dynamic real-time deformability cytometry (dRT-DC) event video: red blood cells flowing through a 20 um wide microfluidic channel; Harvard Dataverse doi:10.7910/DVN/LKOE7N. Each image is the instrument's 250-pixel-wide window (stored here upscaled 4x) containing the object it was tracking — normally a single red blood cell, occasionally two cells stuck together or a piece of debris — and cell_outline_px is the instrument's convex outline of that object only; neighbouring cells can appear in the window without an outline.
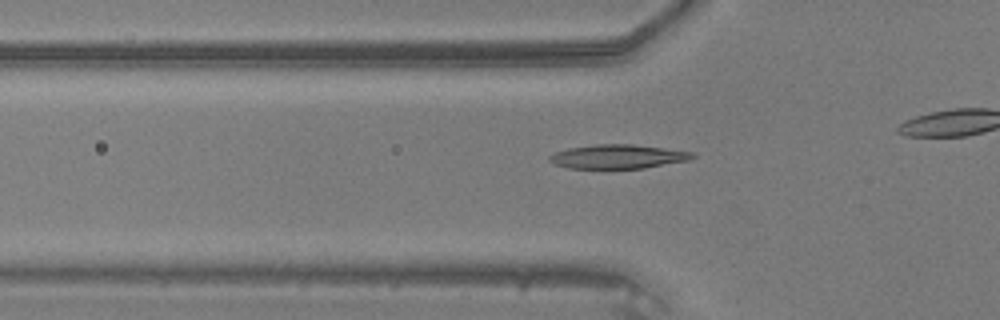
{"species": "common noctule bat (a hibernating species)", "species_latin": "Nyctalus noctula", "temperature_condition": "warm", "stored_images_in_passage": 33, "camera_frame_rate_fps": 3000, "um_per_image_px": 0.085, "animal": {"sex": "male", "body_mass_g": 20.5, "forearm_length_mm": 52.5}, "frame": {"image": 1, "passage_image": 11, "time_ms": 3.333, "image_size_px": [1000, 320], "cell_outline_px": [[696, 156], [688, 160], [644, 168], [568, 168], [552, 164], [548, 160], [548, 156], [556, 152], [568, 148], [596, 144], [632, 144], [696, 152]], "centroid_in_image_um": [52.51, 13.3], "position_along_channel_um": 73.3, "area_um2": 20.06}}
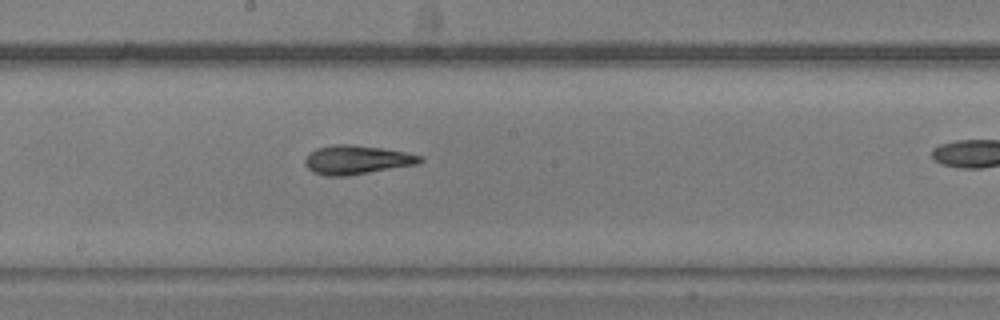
{"frame": {"image": 2, "passage_image": 21, "time_ms": 6.667, "image_size_px": [1000, 320], "cell_outline_px": [[424, 160], [420, 164], [348, 176], [324, 176], [312, 172], [304, 164], [304, 160], [308, 152], [316, 148], [336, 144], [352, 144], [380, 148], [404, 152], [424, 156]], "centroid_in_image_um": [30.31, 13.59], "position_along_channel_um": 217.9, "area_um2": 19.71}}
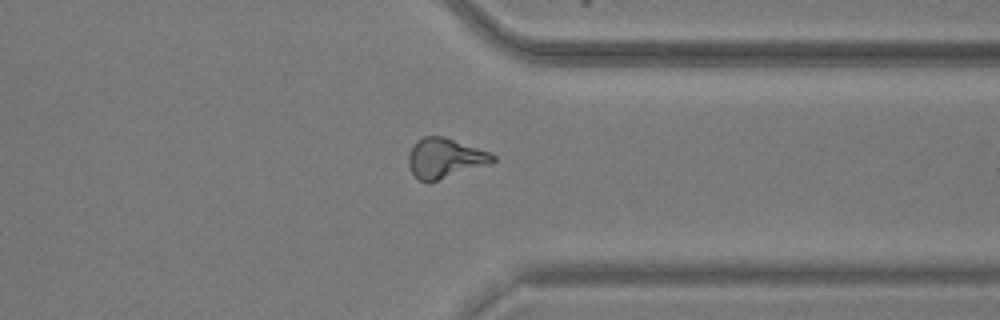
{"frame": {"image": 3, "passage_image": 32, "time_ms": 10.333, "image_size_px": [1000, 320], "cell_outline_px": [[496, 160], [488, 164], [428, 184], [420, 180], [412, 172], [408, 164], [408, 152], [416, 140], [424, 136], [444, 136], [488, 152], [496, 156]], "centroid_in_image_um": [37.77, 13.45], "position_along_channel_um": 373.6, "area_um2": 19.59}}